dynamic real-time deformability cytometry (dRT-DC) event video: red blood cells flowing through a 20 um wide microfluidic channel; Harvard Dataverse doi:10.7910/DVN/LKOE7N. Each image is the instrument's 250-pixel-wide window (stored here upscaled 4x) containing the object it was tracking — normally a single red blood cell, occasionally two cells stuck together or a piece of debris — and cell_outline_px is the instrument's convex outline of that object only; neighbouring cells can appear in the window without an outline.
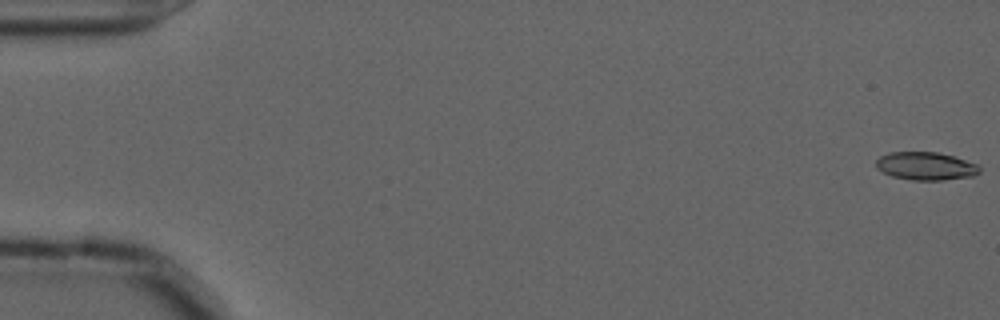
{"species": "common noctule bat (a hibernating species)", "species_latin": "Nyctalus noctula", "temperature_condition": "cold", "stored_images_in_passage": 56, "camera_frame_rate_fps": 3000, "um_per_image_px": 0.085, "animal": {"sex": "male", "forearm_length_mm": 52.5}, "frame": {"image": 1, "passage_image": 1, "time_ms": 0.0, "image_size_px": [1000, 320], "cell_outline_px": [[980, 172], [972, 176], [940, 180], [912, 180], [892, 176], [876, 168], [876, 160], [880, 156], [888, 152], [936, 152], [952, 156], [976, 164], [980, 168]], "centroid_in_image_um": [78.65, 14.11], "position_along_channel_um": 6.3, "area_um2": 16.7}}
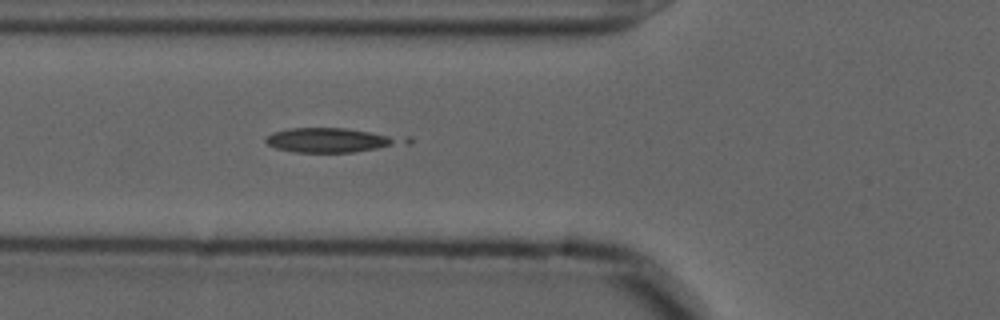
{"frame": {"image": 2, "passage_image": 21, "time_ms": 6.667, "image_size_px": [1000, 320], "cell_outline_px": [[412, 144], [352, 152], [296, 152], [276, 148], [268, 144], [264, 140], [272, 132], [288, 128], [344, 128], [412, 136]], "centroid_in_image_um": [28.36, 11.9], "position_along_channel_um": 97.4, "area_um2": 20.35}}
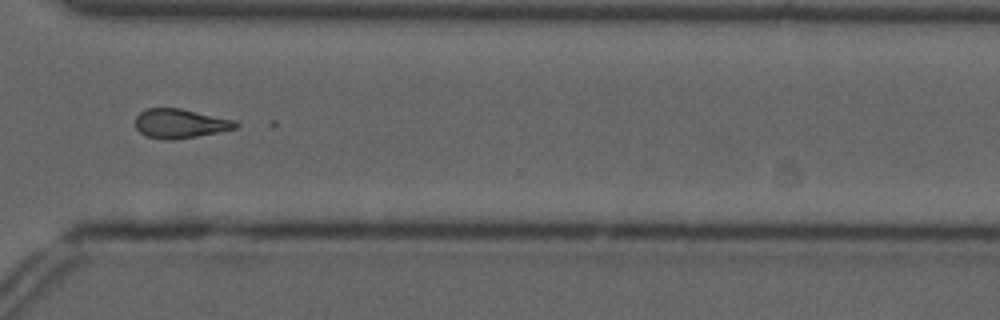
{"frame": {"image": 3, "passage_image": 42, "time_ms": 13.667, "image_size_px": [1000, 320], "cell_outline_px": [[240, 124], [236, 128], [220, 132], [172, 140], [164, 140], [144, 136], [136, 128], [136, 116], [140, 112], [148, 108], [180, 108], [236, 120]], "centroid_in_image_um": [15.32, 10.5], "position_along_channel_um": 355.3, "area_um2": 17.22}}